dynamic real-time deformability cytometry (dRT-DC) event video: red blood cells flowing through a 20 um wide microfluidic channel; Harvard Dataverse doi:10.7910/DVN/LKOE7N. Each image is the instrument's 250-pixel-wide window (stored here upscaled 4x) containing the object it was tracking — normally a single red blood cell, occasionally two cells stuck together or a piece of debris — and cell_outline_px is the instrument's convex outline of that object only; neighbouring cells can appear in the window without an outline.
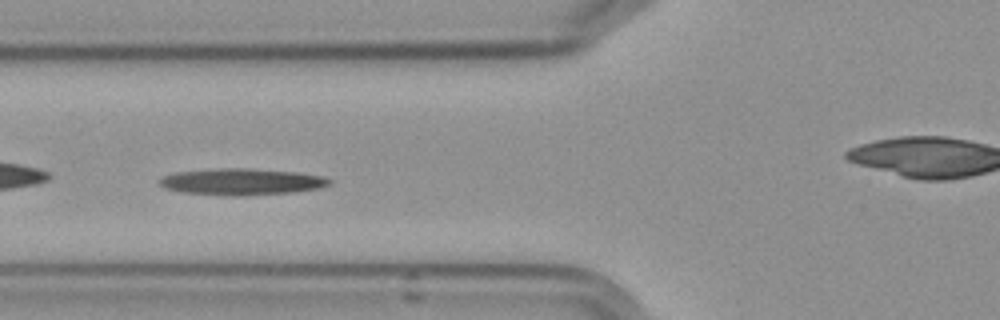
{"species": "Egyptian fruit bat (a non-hibernating species)", "species_latin": "Rousettus aegyptiacus", "temperature_condition": "cold", "stored_images_in_passage": 7, "camera_frame_rate_fps": 3000, "um_per_image_px": 0.085, "frame": {"image": 1, "passage_image": 4, "time_ms": 3.333, "image_size_px": [1000, 320], "cell_outline_px": [[332, 184], [320, 188], [296, 192], [244, 196], [228, 196], [184, 192], [164, 188], [160, 184], [160, 180], [164, 176], [176, 172], [220, 168], [248, 168], [296, 172], [320, 176], [332, 180]], "centroid_in_image_um": [20.58, 15.46], "position_along_channel_um": 105.2, "area_um2": 26.3}}